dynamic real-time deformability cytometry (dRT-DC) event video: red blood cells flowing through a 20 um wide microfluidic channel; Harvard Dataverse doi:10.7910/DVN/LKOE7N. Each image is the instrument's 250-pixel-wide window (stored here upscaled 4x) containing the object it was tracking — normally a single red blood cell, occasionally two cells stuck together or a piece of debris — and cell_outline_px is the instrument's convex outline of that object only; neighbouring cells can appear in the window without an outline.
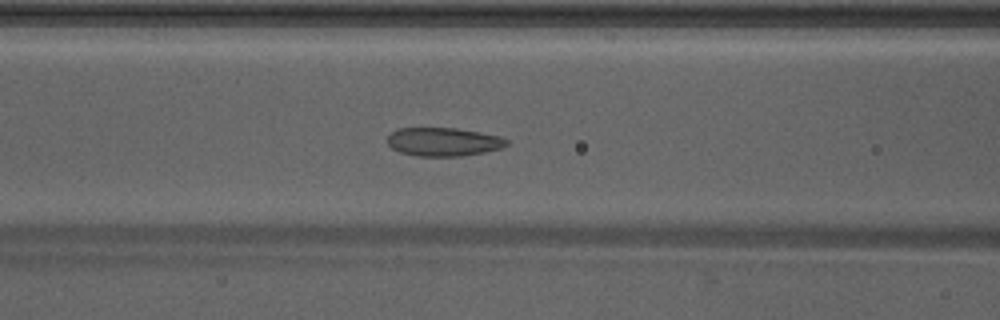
{"species": "Egyptian fruit bat (a non-hibernating species)", "species_latin": "Rousettus aegyptiacus", "temperature_condition": "warm", "stored_images_in_passage": 49, "camera_frame_rate_fps": 3000, "um_per_image_px": 0.085, "animal": {"sex": "male"}, "frame": {"image": 1, "passage_image": 20, "time_ms": 6.333, "image_size_px": [1000, 320], "cell_outline_px": [[508, 144], [504, 148], [484, 152], [460, 156], [416, 156], [400, 152], [392, 148], [388, 144], [388, 136], [396, 128], [456, 128], [480, 132], [500, 136], [508, 140]], "centroid_in_image_um": [37.71, 12.05], "position_along_channel_um": 128.9, "area_um2": 19.88}}
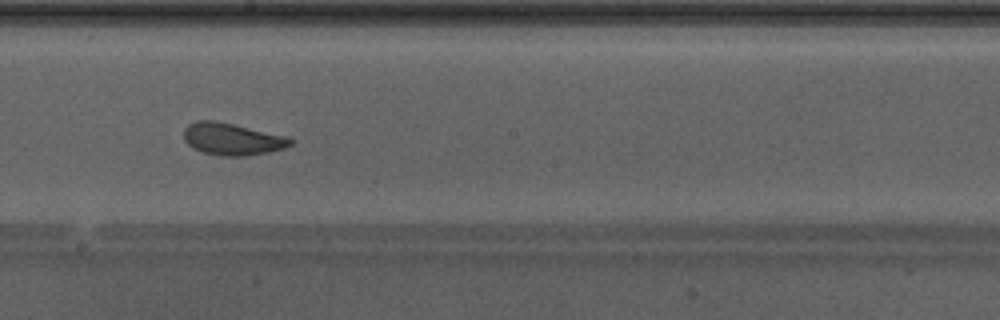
{"frame": {"image": 2, "passage_image": 27, "time_ms": 8.667, "image_size_px": [1000, 320], "cell_outline_px": [[292, 144], [284, 148], [268, 152], [244, 156], [220, 156], [204, 152], [188, 144], [184, 140], [184, 128], [188, 124], [196, 120], [212, 120], [232, 124], [288, 136], [292, 140]], "centroid_in_image_um": [19.73, 11.81], "position_along_channel_um": 228.5, "area_um2": 19.77}}
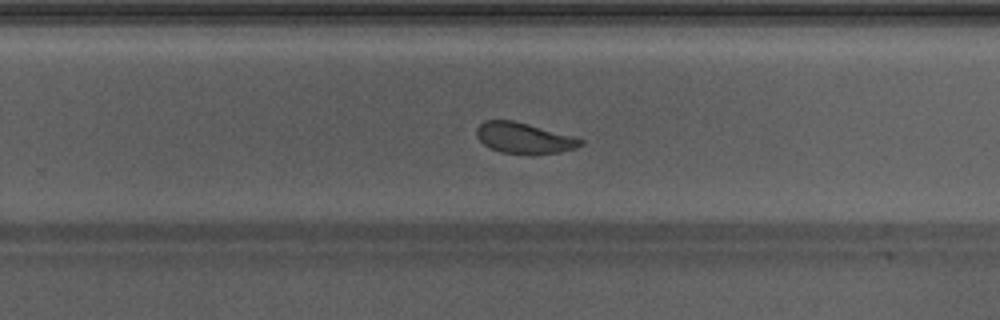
{"frame": {"image": 3, "passage_image": 31, "time_ms": 10.0, "image_size_px": [1000, 320], "cell_outline_px": [[584, 144], [576, 148], [560, 152], [532, 156], [500, 152], [484, 144], [476, 136], [476, 128], [484, 120], [512, 120], [528, 124], [584, 140]], "centroid_in_image_um": [44.53, 11.76], "position_along_channel_um": 285.3, "area_um2": 18.79}, "authors_computed_cell_mechanics": {"area_um2": 20.7502, "velocity_mm_per_s": 4.2715, "shape_relaxation_time_tau1_ms": 2.6018, "shape_relaxation_time_tau2_ms": 0.7506, "deformation_change_tau1": 0.0993, "deformation_change_tau2": 0.0571}}